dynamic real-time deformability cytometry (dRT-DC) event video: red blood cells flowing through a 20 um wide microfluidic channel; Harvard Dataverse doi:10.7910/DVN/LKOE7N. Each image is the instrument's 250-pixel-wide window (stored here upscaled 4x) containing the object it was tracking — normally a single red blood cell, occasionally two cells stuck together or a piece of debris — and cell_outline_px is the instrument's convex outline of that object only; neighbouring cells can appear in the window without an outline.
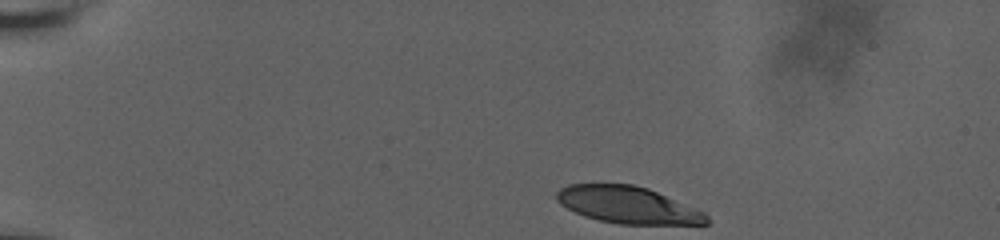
{"species": "human", "species_latin": "Homo sapiens", "temperature_condition": "room temperature", "stored_images_in_passage": 20, "camera_frame_rate_fps": 3000, "um_per_image_px": 0.085, "donor": {"sex": "male"}, "frame": {"image": 1, "passage_image": 1, "time_ms": 0.0, "image_size_px": [1000, 240], "cell_outline_px": [[708, 224], [620, 224], [600, 220], [584, 216], [560, 204], [552, 196], [560, 188], [568, 184], [632, 184], [648, 188], [696, 208], [704, 212], [708, 216]], "centroid_in_image_um": [53.33, 17.41], "position_along_channel_um": 31.7, "area_um2": 32.25}}
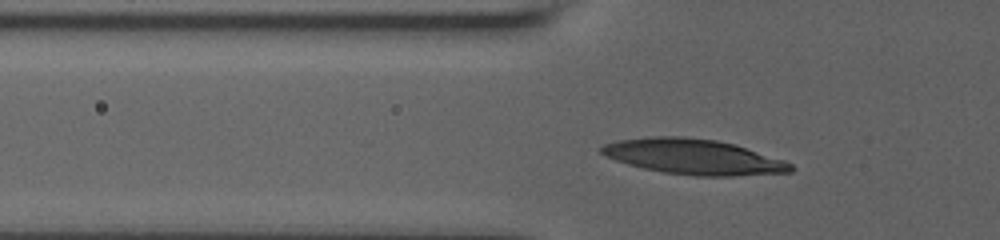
{"frame": {"image": 2, "passage_image": 13, "time_ms": 3.333, "image_size_px": [1000, 240], "cell_outline_px": [[796, 168], [792, 172], [732, 176], [696, 176], [664, 172], [644, 168], [628, 164], [616, 160], [600, 152], [600, 148], [604, 144], [620, 140], [652, 136], [684, 136], [716, 140], [736, 144], [784, 160], [792, 164]], "centroid_in_image_um": [59.0, 13.32], "position_along_channel_um": 66.8, "area_um2": 38.9}}
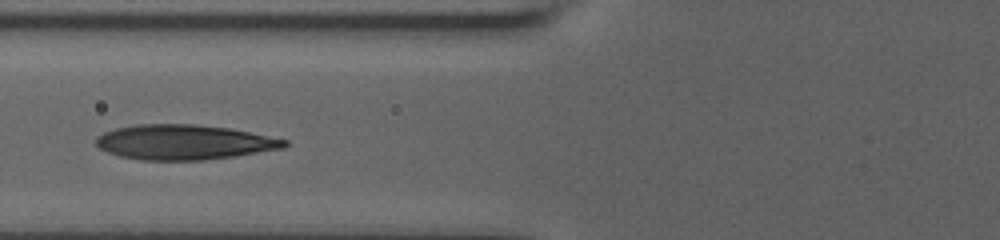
{"frame": {"image": 3, "passage_image": 19, "time_ms": 4.667, "image_size_px": [1000, 240], "cell_outline_px": [[288, 144], [284, 148], [236, 156], [204, 160], [140, 160], [120, 156], [108, 152], [100, 148], [96, 144], [96, 136], [104, 132], [116, 128], [136, 124], [196, 124], [228, 128], [288, 140]], "centroid_in_image_um": [15.63, 12.09], "position_along_channel_um": 110.2, "area_um2": 38.32}}